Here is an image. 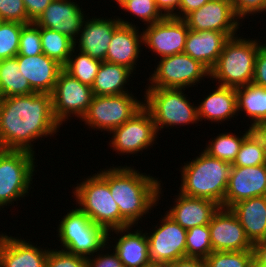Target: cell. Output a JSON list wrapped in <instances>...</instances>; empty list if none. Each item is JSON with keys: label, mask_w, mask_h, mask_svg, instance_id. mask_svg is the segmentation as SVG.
I'll use <instances>...</instances> for the list:
<instances>
[{"label": "cell", "mask_w": 266, "mask_h": 267, "mask_svg": "<svg viewBox=\"0 0 266 267\" xmlns=\"http://www.w3.org/2000/svg\"><path fill=\"white\" fill-rule=\"evenodd\" d=\"M60 127L53 114L49 93L0 98V149L35 155L33 144L48 135L51 138Z\"/></svg>", "instance_id": "6da1fadb"}, {"label": "cell", "mask_w": 266, "mask_h": 267, "mask_svg": "<svg viewBox=\"0 0 266 267\" xmlns=\"http://www.w3.org/2000/svg\"><path fill=\"white\" fill-rule=\"evenodd\" d=\"M99 173L108 181L110 193L119 206L121 228L136 227L144 214L151 213L149 211L158 205L163 193L159 178L127 165L114 167L113 164L109 169H100Z\"/></svg>", "instance_id": "7a4b0ae2"}, {"label": "cell", "mask_w": 266, "mask_h": 267, "mask_svg": "<svg viewBox=\"0 0 266 267\" xmlns=\"http://www.w3.org/2000/svg\"><path fill=\"white\" fill-rule=\"evenodd\" d=\"M184 164L178 192L188 197L208 199L224 207L232 164L212 157L204 150Z\"/></svg>", "instance_id": "3957f363"}, {"label": "cell", "mask_w": 266, "mask_h": 267, "mask_svg": "<svg viewBox=\"0 0 266 267\" xmlns=\"http://www.w3.org/2000/svg\"><path fill=\"white\" fill-rule=\"evenodd\" d=\"M239 35L231 37L225 43L222 53L210 70L209 78L218 81V85L237 89L253 81L255 60L262 42L257 38L247 39Z\"/></svg>", "instance_id": "277c9868"}, {"label": "cell", "mask_w": 266, "mask_h": 267, "mask_svg": "<svg viewBox=\"0 0 266 267\" xmlns=\"http://www.w3.org/2000/svg\"><path fill=\"white\" fill-rule=\"evenodd\" d=\"M82 180L72 192L78 207L107 232L121 228L120 209L110 193L108 181L99 172Z\"/></svg>", "instance_id": "5b68a950"}, {"label": "cell", "mask_w": 266, "mask_h": 267, "mask_svg": "<svg viewBox=\"0 0 266 267\" xmlns=\"http://www.w3.org/2000/svg\"><path fill=\"white\" fill-rule=\"evenodd\" d=\"M144 107L151 113L156 130L199 123L197 106L184 94L186 89L145 88ZM184 92H183V91ZM170 127V128H169ZM162 129V130H161Z\"/></svg>", "instance_id": "8992f818"}, {"label": "cell", "mask_w": 266, "mask_h": 267, "mask_svg": "<svg viewBox=\"0 0 266 267\" xmlns=\"http://www.w3.org/2000/svg\"><path fill=\"white\" fill-rule=\"evenodd\" d=\"M75 206L61 218L57 227L60 249L86 258L94 256L107 244L108 232L95 224L77 204Z\"/></svg>", "instance_id": "52a82bcc"}, {"label": "cell", "mask_w": 266, "mask_h": 267, "mask_svg": "<svg viewBox=\"0 0 266 267\" xmlns=\"http://www.w3.org/2000/svg\"><path fill=\"white\" fill-rule=\"evenodd\" d=\"M35 158L27 151L0 149V210L29 196L38 166Z\"/></svg>", "instance_id": "ba28073f"}, {"label": "cell", "mask_w": 266, "mask_h": 267, "mask_svg": "<svg viewBox=\"0 0 266 267\" xmlns=\"http://www.w3.org/2000/svg\"><path fill=\"white\" fill-rule=\"evenodd\" d=\"M144 107L132 92L120 95L93 96L82 122L89 128L111 133L116 127L130 120Z\"/></svg>", "instance_id": "9c48e42d"}, {"label": "cell", "mask_w": 266, "mask_h": 267, "mask_svg": "<svg viewBox=\"0 0 266 267\" xmlns=\"http://www.w3.org/2000/svg\"><path fill=\"white\" fill-rule=\"evenodd\" d=\"M156 67L147 79L146 88L185 89L210 76V71L203 64L184 52L160 58Z\"/></svg>", "instance_id": "30bf717a"}, {"label": "cell", "mask_w": 266, "mask_h": 267, "mask_svg": "<svg viewBox=\"0 0 266 267\" xmlns=\"http://www.w3.org/2000/svg\"><path fill=\"white\" fill-rule=\"evenodd\" d=\"M51 97L54 117L63 125L72 115L82 119L89 109L93 93L90 86L82 84L62 69Z\"/></svg>", "instance_id": "8fae6325"}, {"label": "cell", "mask_w": 266, "mask_h": 267, "mask_svg": "<svg viewBox=\"0 0 266 267\" xmlns=\"http://www.w3.org/2000/svg\"><path fill=\"white\" fill-rule=\"evenodd\" d=\"M112 134V135H111ZM110 135V147L119 155L141 153L155 144L158 136L151 113L143 107L130 120L116 127ZM121 153V154H120Z\"/></svg>", "instance_id": "7c38bea8"}, {"label": "cell", "mask_w": 266, "mask_h": 267, "mask_svg": "<svg viewBox=\"0 0 266 267\" xmlns=\"http://www.w3.org/2000/svg\"><path fill=\"white\" fill-rule=\"evenodd\" d=\"M159 222L149 233L145 231L151 264L166 265L186 257L187 230L167 214Z\"/></svg>", "instance_id": "4fadbf2b"}, {"label": "cell", "mask_w": 266, "mask_h": 267, "mask_svg": "<svg viewBox=\"0 0 266 267\" xmlns=\"http://www.w3.org/2000/svg\"><path fill=\"white\" fill-rule=\"evenodd\" d=\"M143 44L156 53L166 57L183 53L189 28L184 19L173 16L164 17L159 22L142 28Z\"/></svg>", "instance_id": "5bb4252c"}, {"label": "cell", "mask_w": 266, "mask_h": 267, "mask_svg": "<svg viewBox=\"0 0 266 267\" xmlns=\"http://www.w3.org/2000/svg\"><path fill=\"white\" fill-rule=\"evenodd\" d=\"M184 20L190 30L223 33H238L243 21L235 14L231 0H210L189 13Z\"/></svg>", "instance_id": "9a60e30c"}, {"label": "cell", "mask_w": 266, "mask_h": 267, "mask_svg": "<svg viewBox=\"0 0 266 267\" xmlns=\"http://www.w3.org/2000/svg\"><path fill=\"white\" fill-rule=\"evenodd\" d=\"M208 226L213 251L253 250V244L230 208L219 207Z\"/></svg>", "instance_id": "2e32d148"}, {"label": "cell", "mask_w": 266, "mask_h": 267, "mask_svg": "<svg viewBox=\"0 0 266 267\" xmlns=\"http://www.w3.org/2000/svg\"><path fill=\"white\" fill-rule=\"evenodd\" d=\"M266 196V164L232 166L224 197V208L252 197Z\"/></svg>", "instance_id": "e0dca14e"}, {"label": "cell", "mask_w": 266, "mask_h": 267, "mask_svg": "<svg viewBox=\"0 0 266 267\" xmlns=\"http://www.w3.org/2000/svg\"><path fill=\"white\" fill-rule=\"evenodd\" d=\"M85 18L78 38L74 40V48L90 55L92 58L105 61L106 53L114 30L121 24L116 18ZM78 45H77V44ZM78 46V47H77Z\"/></svg>", "instance_id": "ac0fdd59"}, {"label": "cell", "mask_w": 266, "mask_h": 267, "mask_svg": "<svg viewBox=\"0 0 266 267\" xmlns=\"http://www.w3.org/2000/svg\"><path fill=\"white\" fill-rule=\"evenodd\" d=\"M120 25L114 30L105 61L123 65L136 71L137 59L143 46L142 32L134 23L119 17Z\"/></svg>", "instance_id": "d6986e66"}, {"label": "cell", "mask_w": 266, "mask_h": 267, "mask_svg": "<svg viewBox=\"0 0 266 267\" xmlns=\"http://www.w3.org/2000/svg\"><path fill=\"white\" fill-rule=\"evenodd\" d=\"M76 3L74 0H53L35 23L39 27L53 29L75 40L87 17Z\"/></svg>", "instance_id": "ffe728a7"}, {"label": "cell", "mask_w": 266, "mask_h": 267, "mask_svg": "<svg viewBox=\"0 0 266 267\" xmlns=\"http://www.w3.org/2000/svg\"><path fill=\"white\" fill-rule=\"evenodd\" d=\"M132 227L133 226H127L108 231L107 243L109 247L107 249L110 250L111 248V250H114L121 263L126 267H147L151 265L147 236L141 229L130 232V229H133ZM112 232H114L116 236L118 235L119 238H115V236L109 237ZM111 238H113V240L116 239L114 246L113 244H111L112 246L109 244Z\"/></svg>", "instance_id": "44dd1931"}, {"label": "cell", "mask_w": 266, "mask_h": 267, "mask_svg": "<svg viewBox=\"0 0 266 267\" xmlns=\"http://www.w3.org/2000/svg\"><path fill=\"white\" fill-rule=\"evenodd\" d=\"M19 72L29 82L35 92H53L60 71L63 66L44 53L35 56H16Z\"/></svg>", "instance_id": "7402d4cb"}, {"label": "cell", "mask_w": 266, "mask_h": 267, "mask_svg": "<svg viewBox=\"0 0 266 267\" xmlns=\"http://www.w3.org/2000/svg\"><path fill=\"white\" fill-rule=\"evenodd\" d=\"M234 36H237V33L212 30L197 32L189 29L184 53L199 61L210 71L222 53L225 43Z\"/></svg>", "instance_id": "603a6c76"}, {"label": "cell", "mask_w": 266, "mask_h": 267, "mask_svg": "<svg viewBox=\"0 0 266 267\" xmlns=\"http://www.w3.org/2000/svg\"><path fill=\"white\" fill-rule=\"evenodd\" d=\"M175 203L165 214L169 215L176 223L188 230L195 226L207 225L212 216L219 209V205L204 198L188 197L180 192Z\"/></svg>", "instance_id": "cb8c5ba5"}, {"label": "cell", "mask_w": 266, "mask_h": 267, "mask_svg": "<svg viewBox=\"0 0 266 267\" xmlns=\"http://www.w3.org/2000/svg\"><path fill=\"white\" fill-rule=\"evenodd\" d=\"M3 233V267H46L49 248Z\"/></svg>", "instance_id": "d4e9b609"}, {"label": "cell", "mask_w": 266, "mask_h": 267, "mask_svg": "<svg viewBox=\"0 0 266 267\" xmlns=\"http://www.w3.org/2000/svg\"><path fill=\"white\" fill-rule=\"evenodd\" d=\"M216 89L210 92L197 104L198 120L201 122L208 120L216 124L223 123L231 119L237 114L236 90L226 86L218 85ZM230 119V120H229Z\"/></svg>", "instance_id": "484cf974"}, {"label": "cell", "mask_w": 266, "mask_h": 267, "mask_svg": "<svg viewBox=\"0 0 266 267\" xmlns=\"http://www.w3.org/2000/svg\"><path fill=\"white\" fill-rule=\"evenodd\" d=\"M230 209L252 244L266 239V196L239 201Z\"/></svg>", "instance_id": "4316f807"}, {"label": "cell", "mask_w": 266, "mask_h": 267, "mask_svg": "<svg viewBox=\"0 0 266 267\" xmlns=\"http://www.w3.org/2000/svg\"><path fill=\"white\" fill-rule=\"evenodd\" d=\"M136 73L123 65L102 61L91 86L93 96H110L130 93L125 86L129 85L130 76ZM126 88V89H125Z\"/></svg>", "instance_id": "83f0119b"}, {"label": "cell", "mask_w": 266, "mask_h": 267, "mask_svg": "<svg viewBox=\"0 0 266 267\" xmlns=\"http://www.w3.org/2000/svg\"><path fill=\"white\" fill-rule=\"evenodd\" d=\"M236 90L237 114L244 112L254 129L266 123V89L250 83ZM241 111V112H240Z\"/></svg>", "instance_id": "f1b7e54d"}, {"label": "cell", "mask_w": 266, "mask_h": 267, "mask_svg": "<svg viewBox=\"0 0 266 267\" xmlns=\"http://www.w3.org/2000/svg\"><path fill=\"white\" fill-rule=\"evenodd\" d=\"M19 70L15 57L0 60V98L35 93Z\"/></svg>", "instance_id": "f546056e"}, {"label": "cell", "mask_w": 266, "mask_h": 267, "mask_svg": "<svg viewBox=\"0 0 266 267\" xmlns=\"http://www.w3.org/2000/svg\"><path fill=\"white\" fill-rule=\"evenodd\" d=\"M42 52L64 66L74 48V40L50 28L40 27Z\"/></svg>", "instance_id": "4dcf8cb0"}, {"label": "cell", "mask_w": 266, "mask_h": 267, "mask_svg": "<svg viewBox=\"0 0 266 267\" xmlns=\"http://www.w3.org/2000/svg\"><path fill=\"white\" fill-rule=\"evenodd\" d=\"M252 130L253 129L249 127V129L243 131L244 133H241L242 135L240 134L239 136H237V134L235 135V133L231 134L230 132L220 133L214 137L213 140L211 139L203 150L212 157L233 164L243 139Z\"/></svg>", "instance_id": "1f68e13d"}, {"label": "cell", "mask_w": 266, "mask_h": 267, "mask_svg": "<svg viewBox=\"0 0 266 267\" xmlns=\"http://www.w3.org/2000/svg\"><path fill=\"white\" fill-rule=\"evenodd\" d=\"M101 62L102 61L92 58L90 55L73 48L67 63L63 66V69L82 84H86L91 87L94 83Z\"/></svg>", "instance_id": "d6a6232c"}, {"label": "cell", "mask_w": 266, "mask_h": 267, "mask_svg": "<svg viewBox=\"0 0 266 267\" xmlns=\"http://www.w3.org/2000/svg\"><path fill=\"white\" fill-rule=\"evenodd\" d=\"M265 164L264 146L261 138L252 130L242 142L232 166L250 167Z\"/></svg>", "instance_id": "836d02e7"}, {"label": "cell", "mask_w": 266, "mask_h": 267, "mask_svg": "<svg viewBox=\"0 0 266 267\" xmlns=\"http://www.w3.org/2000/svg\"><path fill=\"white\" fill-rule=\"evenodd\" d=\"M207 267H254L253 250L213 251L205 258Z\"/></svg>", "instance_id": "e575fe53"}, {"label": "cell", "mask_w": 266, "mask_h": 267, "mask_svg": "<svg viewBox=\"0 0 266 267\" xmlns=\"http://www.w3.org/2000/svg\"><path fill=\"white\" fill-rule=\"evenodd\" d=\"M213 252L208 224L187 230L186 257L206 258Z\"/></svg>", "instance_id": "d590c367"}, {"label": "cell", "mask_w": 266, "mask_h": 267, "mask_svg": "<svg viewBox=\"0 0 266 267\" xmlns=\"http://www.w3.org/2000/svg\"><path fill=\"white\" fill-rule=\"evenodd\" d=\"M19 22L2 21L0 24V60L18 55L22 27Z\"/></svg>", "instance_id": "8d00e7d4"}, {"label": "cell", "mask_w": 266, "mask_h": 267, "mask_svg": "<svg viewBox=\"0 0 266 267\" xmlns=\"http://www.w3.org/2000/svg\"><path fill=\"white\" fill-rule=\"evenodd\" d=\"M120 9L129 12L130 16H137L140 21L145 22L144 25L159 22L165 17L157 8L155 0H127Z\"/></svg>", "instance_id": "74e56055"}, {"label": "cell", "mask_w": 266, "mask_h": 267, "mask_svg": "<svg viewBox=\"0 0 266 267\" xmlns=\"http://www.w3.org/2000/svg\"><path fill=\"white\" fill-rule=\"evenodd\" d=\"M41 53L40 27L35 22L25 24L21 30L17 56H35Z\"/></svg>", "instance_id": "f35d334b"}, {"label": "cell", "mask_w": 266, "mask_h": 267, "mask_svg": "<svg viewBox=\"0 0 266 267\" xmlns=\"http://www.w3.org/2000/svg\"><path fill=\"white\" fill-rule=\"evenodd\" d=\"M46 267H87V258L63 249H49Z\"/></svg>", "instance_id": "ab89813d"}, {"label": "cell", "mask_w": 266, "mask_h": 267, "mask_svg": "<svg viewBox=\"0 0 266 267\" xmlns=\"http://www.w3.org/2000/svg\"><path fill=\"white\" fill-rule=\"evenodd\" d=\"M0 18L2 21L28 24V18L23 0H0Z\"/></svg>", "instance_id": "60d3db41"}, {"label": "cell", "mask_w": 266, "mask_h": 267, "mask_svg": "<svg viewBox=\"0 0 266 267\" xmlns=\"http://www.w3.org/2000/svg\"><path fill=\"white\" fill-rule=\"evenodd\" d=\"M231 2L240 20L250 15L266 12V0H231Z\"/></svg>", "instance_id": "b9f144b4"}, {"label": "cell", "mask_w": 266, "mask_h": 267, "mask_svg": "<svg viewBox=\"0 0 266 267\" xmlns=\"http://www.w3.org/2000/svg\"><path fill=\"white\" fill-rule=\"evenodd\" d=\"M107 245L108 243L101 249L102 252L96 253L95 258L93 256L87 257V267H126L121 263L115 251H112L111 254L106 251Z\"/></svg>", "instance_id": "7bdbcfd3"}, {"label": "cell", "mask_w": 266, "mask_h": 267, "mask_svg": "<svg viewBox=\"0 0 266 267\" xmlns=\"http://www.w3.org/2000/svg\"><path fill=\"white\" fill-rule=\"evenodd\" d=\"M252 83L266 89V47L263 45L257 52Z\"/></svg>", "instance_id": "ee69618b"}, {"label": "cell", "mask_w": 266, "mask_h": 267, "mask_svg": "<svg viewBox=\"0 0 266 267\" xmlns=\"http://www.w3.org/2000/svg\"><path fill=\"white\" fill-rule=\"evenodd\" d=\"M28 18L35 22L53 0H23Z\"/></svg>", "instance_id": "f6af8a7d"}, {"label": "cell", "mask_w": 266, "mask_h": 267, "mask_svg": "<svg viewBox=\"0 0 266 267\" xmlns=\"http://www.w3.org/2000/svg\"><path fill=\"white\" fill-rule=\"evenodd\" d=\"M181 0H155L157 8L165 17L178 18V9Z\"/></svg>", "instance_id": "bcb514c9"}, {"label": "cell", "mask_w": 266, "mask_h": 267, "mask_svg": "<svg viewBox=\"0 0 266 267\" xmlns=\"http://www.w3.org/2000/svg\"><path fill=\"white\" fill-rule=\"evenodd\" d=\"M208 1L210 0H181L178 9V18L184 19L189 13L199 9Z\"/></svg>", "instance_id": "7dc6e473"}, {"label": "cell", "mask_w": 266, "mask_h": 267, "mask_svg": "<svg viewBox=\"0 0 266 267\" xmlns=\"http://www.w3.org/2000/svg\"><path fill=\"white\" fill-rule=\"evenodd\" d=\"M167 267H207L204 258L183 257L166 264Z\"/></svg>", "instance_id": "c3c4849f"}, {"label": "cell", "mask_w": 266, "mask_h": 267, "mask_svg": "<svg viewBox=\"0 0 266 267\" xmlns=\"http://www.w3.org/2000/svg\"><path fill=\"white\" fill-rule=\"evenodd\" d=\"M254 267H266V239L253 244Z\"/></svg>", "instance_id": "681fc988"}, {"label": "cell", "mask_w": 266, "mask_h": 267, "mask_svg": "<svg viewBox=\"0 0 266 267\" xmlns=\"http://www.w3.org/2000/svg\"><path fill=\"white\" fill-rule=\"evenodd\" d=\"M253 131L261 138L263 146H264V153H265V164H266V127L261 125L253 129Z\"/></svg>", "instance_id": "f907efd6"}, {"label": "cell", "mask_w": 266, "mask_h": 267, "mask_svg": "<svg viewBox=\"0 0 266 267\" xmlns=\"http://www.w3.org/2000/svg\"><path fill=\"white\" fill-rule=\"evenodd\" d=\"M0 267H3V233H0Z\"/></svg>", "instance_id": "816d5d0a"}, {"label": "cell", "mask_w": 266, "mask_h": 267, "mask_svg": "<svg viewBox=\"0 0 266 267\" xmlns=\"http://www.w3.org/2000/svg\"><path fill=\"white\" fill-rule=\"evenodd\" d=\"M126 1L127 0H115L114 2H116V4H118V7H120Z\"/></svg>", "instance_id": "f5cc1de1"}, {"label": "cell", "mask_w": 266, "mask_h": 267, "mask_svg": "<svg viewBox=\"0 0 266 267\" xmlns=\"http://www.w3.org/2000/svg\"><path fill=\"white\" fill-rule=\"evenodd\" d=\"M147 267H167V265H161V264H151Z\"/></svg>", "instance_id": "db71d44e"}]
</instances>
